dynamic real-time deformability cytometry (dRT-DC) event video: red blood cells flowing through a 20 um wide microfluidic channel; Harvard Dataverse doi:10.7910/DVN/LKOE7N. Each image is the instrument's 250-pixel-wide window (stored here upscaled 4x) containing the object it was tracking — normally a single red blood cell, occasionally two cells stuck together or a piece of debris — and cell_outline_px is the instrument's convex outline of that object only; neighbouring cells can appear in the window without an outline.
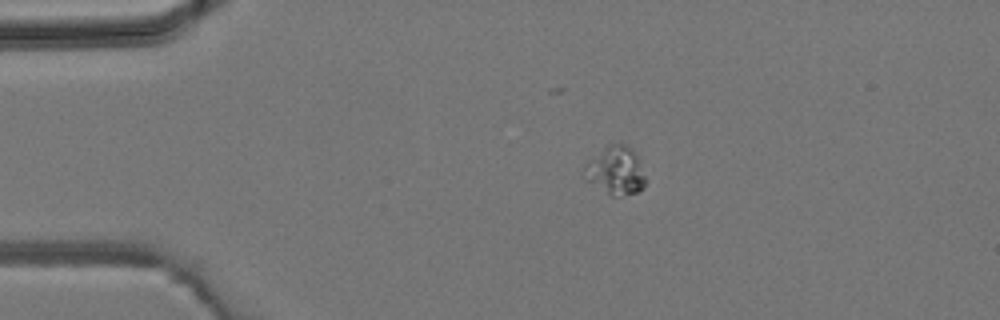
{"species": "common noctule bat (a hibernating species)", "species_latin": "Nyctalus noctula", "temperature_condition": "room temperature", "stored_images_in_passage": 37, "camera_frame_rate_fps": 3000, "um_per_image_px": 0.085, "animal": {"sex": "male", "body_mass_g": 19.2, "forearm_length_mm": 51.8}, "frame": {"image": 1, "passage_image": 1, "time_ms": 0.0, "image_size_px": [1000, 320], "cell_outline_px": [[644, 188], [636, 192], [620, 196], [612, 196], [584, 180], [584, 168], [608, 144], [628, 144], [636, 152], [640, 160], [644, 176]], "centroid_in_image_um": [52.36, 14.51], "position_along_channel_um": 32.6, "area_um2": 16.99}}
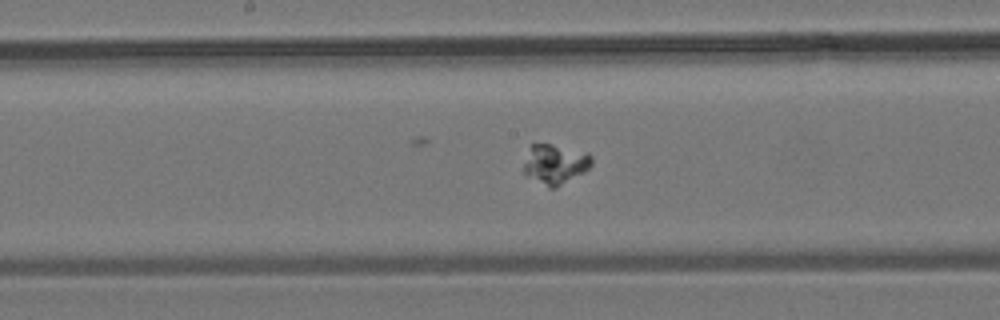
{"frame": {"image": 2, "passage_image": 15, "time_ms": 4.667, "image_size_px": [1000, 320], "cell_outline_px": [[592, 164], [584, 172], [556, 188], [548, 188], [528, 176], [524, 172], [524, 164], [532, 144], [552, 144], [588, 152], [592, 156]], "centroid_in_image_um": [47.22, 13.96], "position_along_channel_um": 201.0, "area_um2": 15.66}}
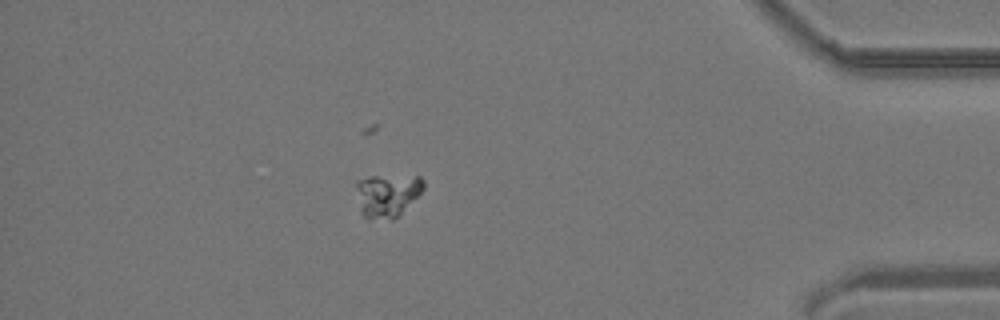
{"frame": {"image": 3, "passage_image": 31, "time_ms": 10.0, "image_size_px": [1000, 320], "cell_outline_px": [[424, 188], [392, 220], [368, 220], [364, 216], [360, 208], [356, 184], [356, 180], [372, 176], [420, 176], [424, 180]], "centroid_in_image_um": [32.89, 16.59], "position_along_channel_um": 402.3, "area_um2": 16.65}}